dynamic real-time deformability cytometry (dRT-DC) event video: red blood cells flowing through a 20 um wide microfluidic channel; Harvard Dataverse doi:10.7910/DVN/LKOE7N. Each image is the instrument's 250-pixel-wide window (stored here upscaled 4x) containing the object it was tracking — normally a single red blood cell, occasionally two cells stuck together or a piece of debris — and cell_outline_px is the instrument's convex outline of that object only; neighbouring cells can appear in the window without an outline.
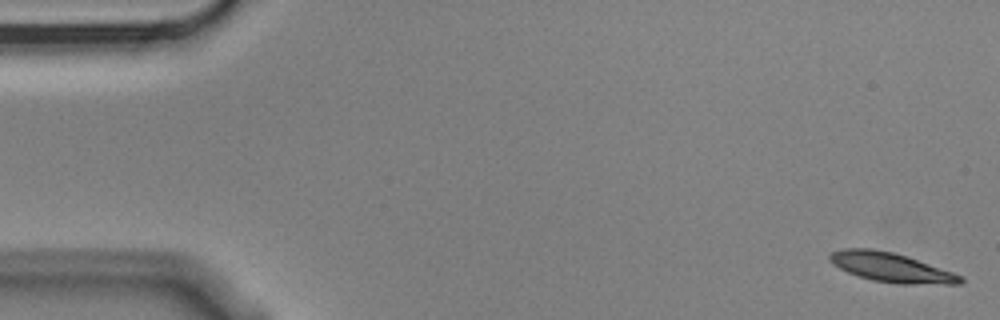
{"species": "Egyptian fruit bat (a non-hibernating species)", "species_latin": "Rousettus aegyptiacus", "temperature_condition": "cold", "stored_images_in_passage": 5, "camera_frame_rate_fps": 3000, "um_per_image_px": 0.085, "animal": {"sex": "male"}, "frame": {"image": 1, "passage_image": 1, "time_ms": 0.0, "image_size_px": [1000, 320], "cell_outline_px": [[964, 280], [960, 284], [896, 284], [872, 280], [848, 272], [832, 264], [828, 260], [828, 256], [832, 252], [844, 248], [872, 248], [892, 252], [964, 276]], "centroid_in_image_um": [75.72, 22.74], "position_along_channel_um": 9.3, "area_um2": 22.14}}